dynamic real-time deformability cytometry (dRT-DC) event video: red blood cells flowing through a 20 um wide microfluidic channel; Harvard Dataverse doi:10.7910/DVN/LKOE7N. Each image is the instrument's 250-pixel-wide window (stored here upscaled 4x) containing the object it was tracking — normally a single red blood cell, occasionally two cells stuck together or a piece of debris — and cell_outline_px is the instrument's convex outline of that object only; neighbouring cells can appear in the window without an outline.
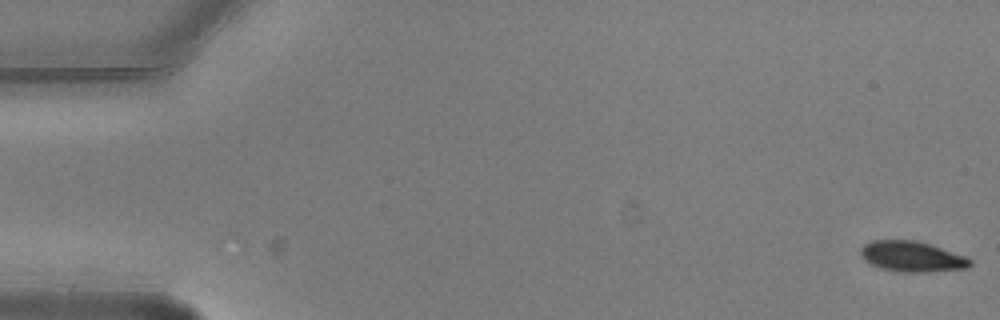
{"species": "common noctule bat (a hibernating species)", "species_latin": "Nyctalus noctula", "temperature_condition": "warm", "stored_images_in_passage": 4, "camera_frame_rate_fps": 3000, "um_per_image_px": 0.085, "animal": {"sex": "male", "body_mass_g": 20.5, "forearm_length_mm": 52.5}, "frame": {"image": 1, "passage_image": 1, "time_ms": 0.0, "image_size_px": [1000, 320], "cell_outline_px": [[972, 264], [968, 268], [924, 272], [904, 272], [880, 268], [864, 260], [860, 256], [860, 248], [864, 244], [872, 240], [916, 240], [968, 256], [972, 260]], "centroid_in_image_um": [77.53, 21.8], "position_along_channel_um": 7.5, "area_um2": 19.59}}
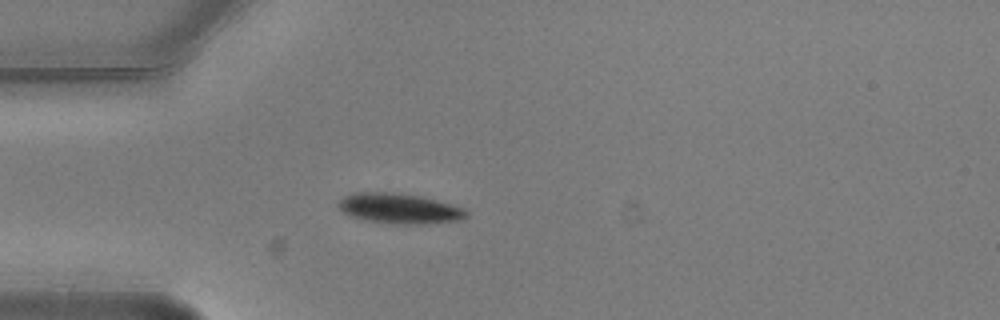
{"frame": {"image": 2, "passage_image": 4, "time_ms": 1.0, "image_size_px": [1000, 320], "cell_outline_px": [[472, 212], [468, 216], [460, 220], [420, 224], [416, 224], [368, 220], [352, 216], [344, 212], [336, 204], [344, 196], [356, 192], [396, 192], [424, 196], [452, 204], [464, 208]], "centroid_in_image_um": [34.02, 17.69], "position_along_channel_um": 51.0, "area_um2": 22.43}}